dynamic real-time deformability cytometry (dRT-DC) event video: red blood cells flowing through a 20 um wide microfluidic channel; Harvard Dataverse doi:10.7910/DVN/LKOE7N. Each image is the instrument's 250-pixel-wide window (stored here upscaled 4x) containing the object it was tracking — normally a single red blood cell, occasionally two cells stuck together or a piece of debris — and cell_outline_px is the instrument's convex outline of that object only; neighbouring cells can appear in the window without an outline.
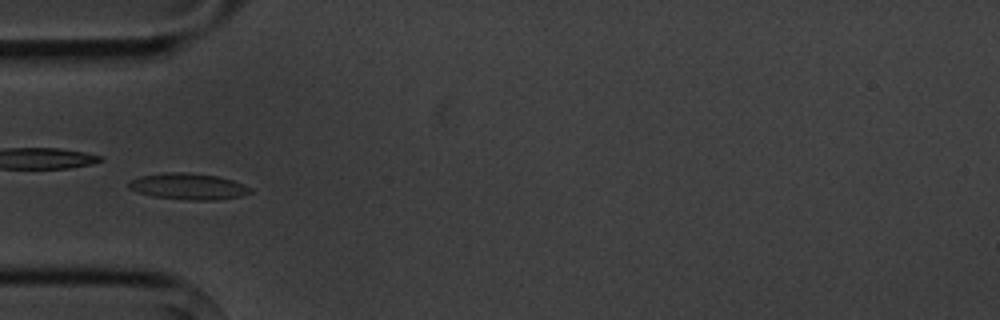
{"species": "common noctule bat (a hibernating species)", "species_latin": "Nyctalus noctula", "temperature_condition": "cold", "stored_images_in_passage": 5, "camera_frame_rate_fps": 3000, "um_per_image_px": 0.085, "animal": {"sex": "male", "body_mass_g": 20.1, "forearm_length_mm": 53.5}, "frame": {"image": 1, "passage_image": 4, "time_ms": 3.333, "image_size_px": [1000, 320], "cell_outline_px": [[252, 192], [240, 196], [216, 200], [188, 200], [152, 196], [136, 192], [128, 188], [128, 184], [132, 180], [140, 176], [164, 172], [188, 172], [216, 176], [232, 180], [244, 184], [252, 188]], "centroid_in_image_um": [16.0, 15.84], "position_along_channel_um": 69.0, "area_um2": 18.67}}
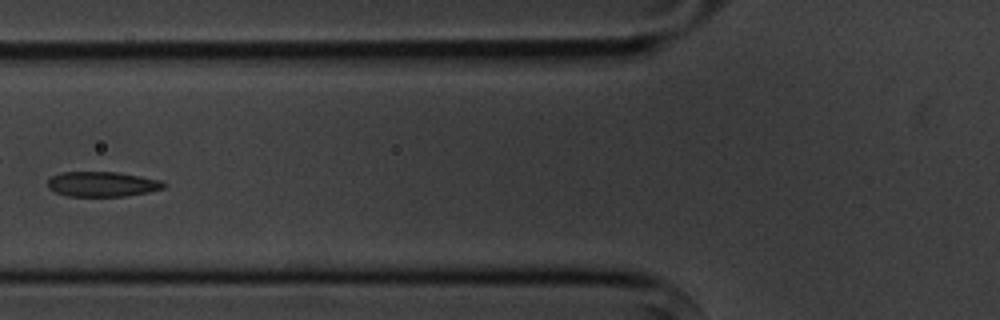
{"frame": {"image": 2, "passage_image": 5, "time_ms": 4.667, "image_size_px": [1000, 320], "cell_outline_px": [[168, 184], [164, 188], [148, 192], [124, 196], [68, 196], [56, 192], [48, 188], [48, 180], [52, 176], [60, 172], [116, 172], [140, 176], [160, 180]], "centroid_in_image_um": [8.7, 15.65], "position_along_channel_um": 117.1, "area_um2": 16.88}}